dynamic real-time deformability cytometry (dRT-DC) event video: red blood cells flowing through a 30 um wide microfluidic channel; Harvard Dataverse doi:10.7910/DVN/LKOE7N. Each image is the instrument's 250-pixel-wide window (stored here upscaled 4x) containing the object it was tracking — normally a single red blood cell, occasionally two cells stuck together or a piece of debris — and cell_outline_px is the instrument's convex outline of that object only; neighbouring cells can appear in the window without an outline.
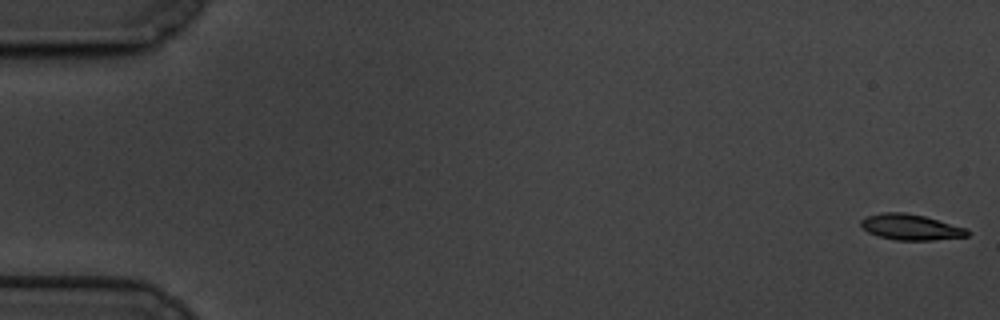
{"species": "common noctule bat (a hibernating species)", "species_latin": "Nyctalus noctula", "temperature_condition": "cold", "stored_images_in_passage": 61, "camera_frame_rate_fps": 3000, "um_per_image_px": 0.085, "animal": {"sex": "male", "body_mass_g": 19.5, "forearm_length_mm": 54.6}, "frame": {"image": 1, "passage_image": 1, "time_ms": 0.0, "image_size_px": [1000, 320], "cell_outline_px": [[972, 232], [968, 236], [932, 240], [896, 240], [880, 236], [868, 232], [860, 224], [860, 220], [868, 216], [884, 212], [904, 212], [924, 216], [968, 228]], "centroid_in_image_um": [77.46, 19.3], "position_along_channel_um": 7.5, "area_um2": 15.95}}
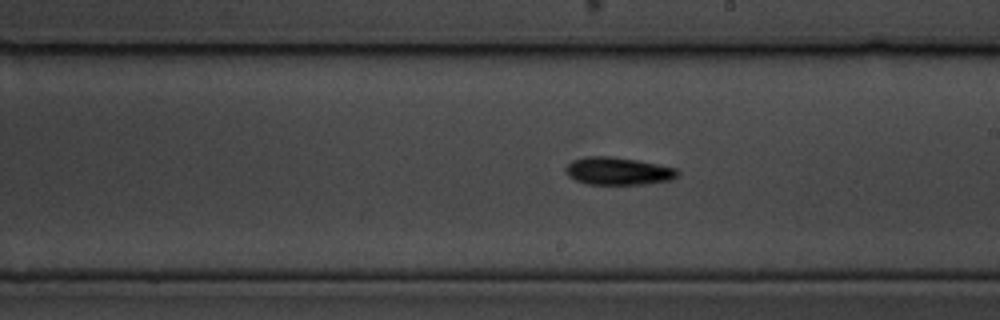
{"frame": {"image": 2, "passage_image": 35, "time_ms": 11.333, "image_size_px": [1000, 320], "cell_outline_px": [[680, 176], [672, 180], [648, 184], [584, 184], [568, 176], [564, 172], [564, 168], [572, 160], [588, 156], [612, 156], [636, 160], [676, 168], [680, 172]], "centroid_in_image_um": [52.54, 14.55], "position_along_channel_um": 236.5, "area_um2": 18.26}}
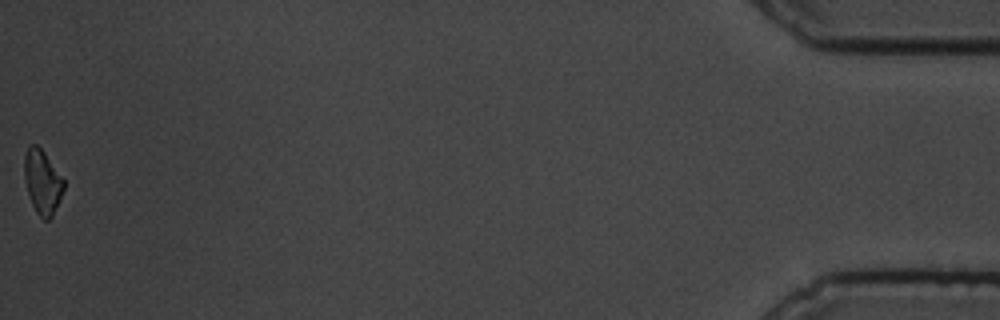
{"frame": {"image": 3, "passage_image": 61, "time_ms": 20.0, "image_size_px": [1000, 320], "cell_outline_px": [[64, 188], [52, 216], [48, 220], [44, 220], [36, 212], [32, 204], [24, 180], [24, 156], [28, 144], [36, 144], [44, 152], [64, 180]], "centroid_in_image_um": [3.58, 15.43], "position_along_channel_um": 431.6, "area_um2": 14.57}, "authors_computed_cell_mechanics": {"area_um2": 16.473, "velocity_mm_per_s": 3.3286, "shape_relaxation_time_tau1_ms": 4.4069, "shape_relaxation_time_tau2_ms": null, "deformation_change_tau1": 0.1176, "deformation_change_tau2": null}}